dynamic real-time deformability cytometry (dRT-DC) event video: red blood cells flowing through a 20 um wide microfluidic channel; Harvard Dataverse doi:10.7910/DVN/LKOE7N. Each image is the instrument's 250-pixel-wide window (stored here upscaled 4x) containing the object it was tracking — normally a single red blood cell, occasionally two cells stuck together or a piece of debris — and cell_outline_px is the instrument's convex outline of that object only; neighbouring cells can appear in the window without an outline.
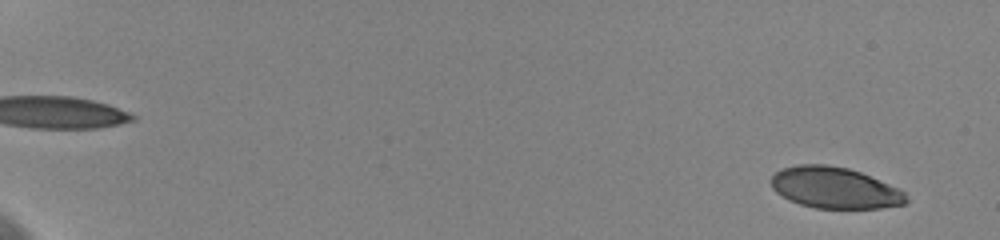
{"species": "human", "species_latin": "Homo sapiens", "temperature_condition": "cold", "stored_images_in_passage": 45, "camera_frame_rate_fps": 3000, "um_per_image_px": 0.085, "donor": {"sex": "female"}, "frame": {"image": 1, "passage_image": 4, "time_ms": 1.0, "image_size_px": [1000, 240], "cell_outline_px": [[908, 200], [904, 204], [880, 208], [816, 208], [800, 204], [788, 200], [776, 192], [772, 188], [772, 176], [776, 172], [784, 168], [796, 164], [824, 164], [848, 168], [860, 172], [888, 184], [904, 192]], "centroid_in_image_um": [70.92, 15.96], "position_along_channel_um": 14.1, "area_um2": 32.19}}
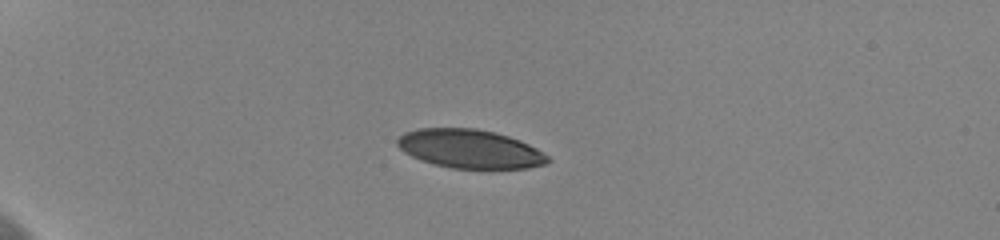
{"frame": {"image": 2, "passage_image": 18, "time_ms": 5.667, "image_size_px": [1000, 240], "cell_outline_px": [[552, 160], [548, 164], [528, 168], [452, 168], [420, 160], [404, 152], [396, 144], [396, 140], [404, 132], [416, 128], [476, 128], [496, 132], [520, 140], [536, 148], [548, 156]], "centroid_in_image_um": [39.95, 12.64], "position_along_channel_um": 45.1, "area_um2": 34.04}}